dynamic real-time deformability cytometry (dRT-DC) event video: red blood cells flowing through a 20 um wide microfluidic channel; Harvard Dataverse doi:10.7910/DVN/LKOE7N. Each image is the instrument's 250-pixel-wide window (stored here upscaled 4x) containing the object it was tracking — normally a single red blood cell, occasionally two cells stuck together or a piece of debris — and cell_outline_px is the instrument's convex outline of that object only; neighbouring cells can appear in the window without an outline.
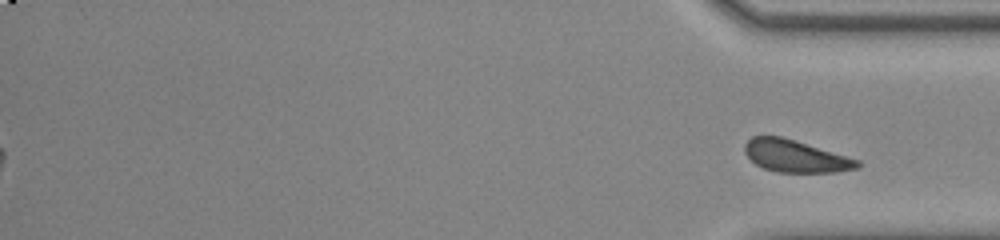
{"species": "common noctule bat (a hibernating species)", "species_latin": "Nyctalus noctula", "temperature_condition": "room temperature", "stored_images_in_passage": 57, "segment_of_instrument_passage": [2, 2], "camera_frame_rate_fps": 3000, "um_per_image_px": 0.085, "animal": {"sex": "male", "body_mass_g": 20.0, "forearm_length_mm": 53.3}, "frame": {"image": 1, "passage_image": 57, "time_ms": 18.667, "image_size_px": [1000, 240], "cell_outline_px": [[860, 168], [836, 172], [776, 172], [764, 168], [756, 164], [744, 152], [744, 144], [752, 136], [780, 136], [860, 160]], "centroid_in_image_um": [67.61, 13.28], "position_along_channel_um": 367.6, "area_um2": 20.92}}